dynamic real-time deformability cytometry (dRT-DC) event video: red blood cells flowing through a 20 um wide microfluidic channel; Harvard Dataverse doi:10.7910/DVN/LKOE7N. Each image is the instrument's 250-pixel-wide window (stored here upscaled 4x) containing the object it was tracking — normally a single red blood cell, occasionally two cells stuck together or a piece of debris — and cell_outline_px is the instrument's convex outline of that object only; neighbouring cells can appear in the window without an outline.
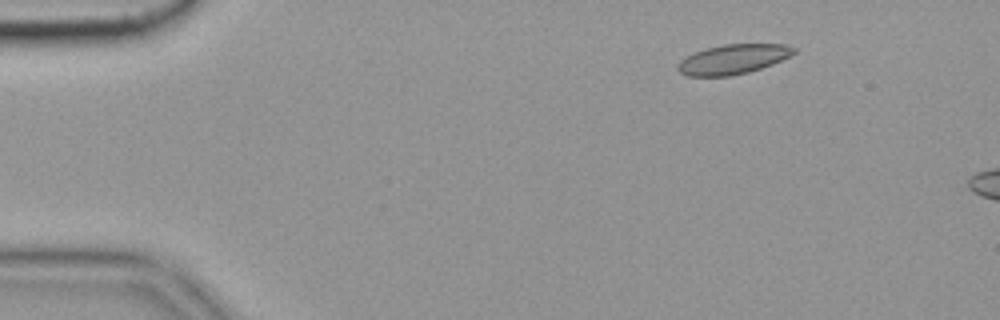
{"species": "common noctule bat (a hibernating species)", "species_latin": "Nyctalus noctula", "temperature_condition": "cold", "stored_images_in_passage": 13, "camera_frame_rate_fps": 3000, "um_per_image_px": 0.085, "animal": {"sex": "female", "body_mass_g": 19.9}, "frame": {"image": 1, "passage_image": 8, "time_ms": 2.333, "image_size_px": [1000, 320], "cell_outline_px": [[796, 52], [772, 64], [748, 72], [728, 76], [688, 76], [680, 72], [676, 68], [680, 60], [704, 48], [724, 44], [784, 44], [796, 48]], "centroid_in_image_um": [62.29, 5.03], "position_along_channel_um": 22.7, "area_um2": 19.88}}